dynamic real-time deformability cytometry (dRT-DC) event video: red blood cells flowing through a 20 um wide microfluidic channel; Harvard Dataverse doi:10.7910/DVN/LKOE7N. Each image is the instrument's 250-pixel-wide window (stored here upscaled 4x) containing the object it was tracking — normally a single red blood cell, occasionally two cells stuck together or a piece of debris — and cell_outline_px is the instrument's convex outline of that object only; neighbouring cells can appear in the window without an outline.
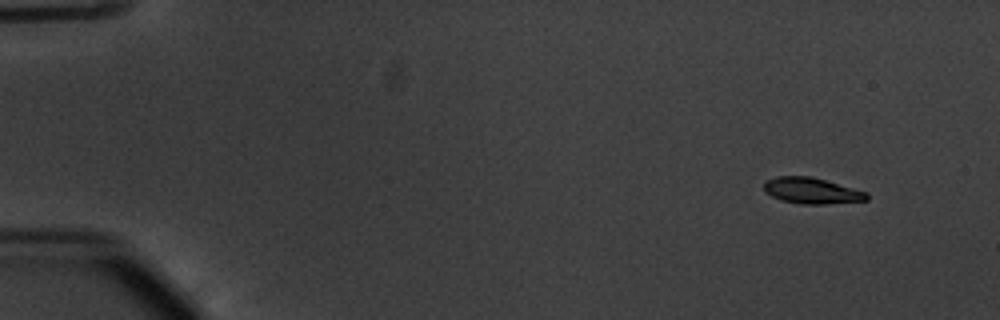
{"species": "common noctule bat (a hibernating species)", "species_latin": "Nyctalus noctula", "temperature_condition": "warm", "stored_images_in_passage": 53, "camera_frame_rate_fps": 3000, "um_per_image_px": 0.085, "animal": {"sex": "male", "body_mass_g": 20.1, "forearm_length_mm": 53.5}, "frame": {"image": 1, "passage_image": 3, "time_ms": 0.667, "image_size_px": [1000, 320], "cell_outline_px": [[868, 200], [824, 204], [800, 204], [780, 200], [764, 192], [764, 180], [776, 176], [812, 176], [868, 192]], "centroid_in_image_um": [68.97, 16.2], "position_along_channel_um": 16.0, "area_um2": 15.78}}
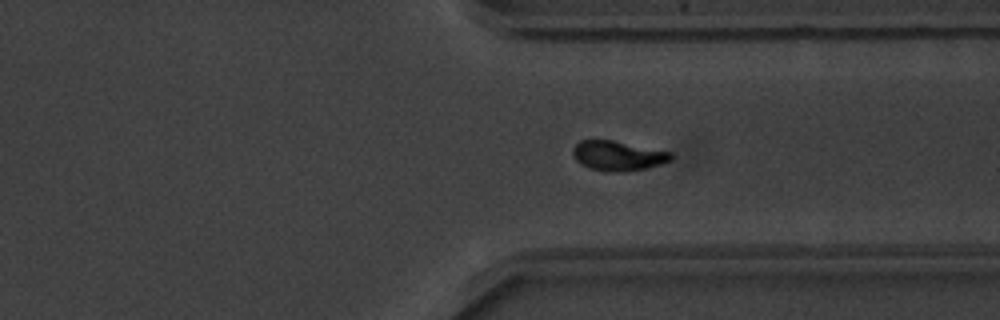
{"frame": {"image": 2, "passage_image": 40, "time_ms": 13.0, "image_size_px": [1000, 320], "cell_outline_px": [[672, 160], [660, 164], [644, 168], [624, 172], [604, 172], [588, 168], [580, 164], [576, 160], [572, 152], [572, 148], [580, 140], [612, 140], [672, 152]], "centroid_in_image_um": [52.49, 13.25], "position_along_channel_um": 358.9, "area_um2": 17.11}}
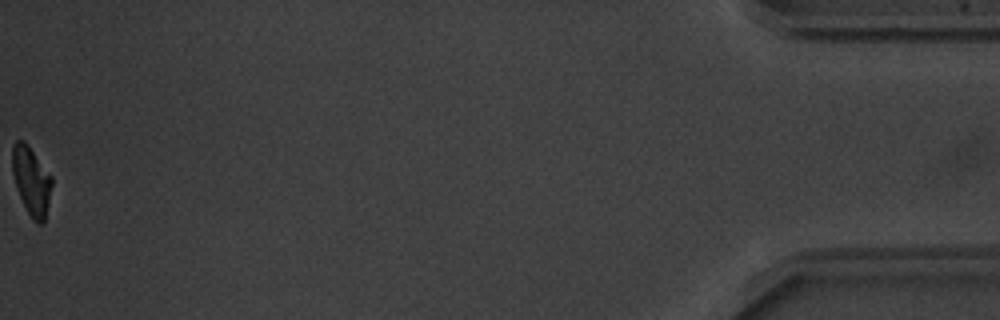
{"frame": {"image": 3, "passage_image": 53, "time_ms": 17.333, "image_size_px": [1000, 320], "cell_outline_px": [[52, 184], [44, 224], [36, 224], [32, 220], [16, 188], [12, 172], [12, 144], [16, 140], [24, 140], [28, 144], [52, 176]], "centroid_in_image_um": [2.66, 15.36], "position_along_channel_um": 432.5, "area_um2": 15.9}, "authors_computed_cell_mechanics": {"area_um2": 16.8776, "velocity_mm_per_s": 3.7975, "shape_relaxation_time_tau1_ms": 2.564, "shape_relaxation_time_tau2_ms": 3.3432, "deformation_change_tau1": 0.1345, "deformation_change_tau2": 0.0725}}